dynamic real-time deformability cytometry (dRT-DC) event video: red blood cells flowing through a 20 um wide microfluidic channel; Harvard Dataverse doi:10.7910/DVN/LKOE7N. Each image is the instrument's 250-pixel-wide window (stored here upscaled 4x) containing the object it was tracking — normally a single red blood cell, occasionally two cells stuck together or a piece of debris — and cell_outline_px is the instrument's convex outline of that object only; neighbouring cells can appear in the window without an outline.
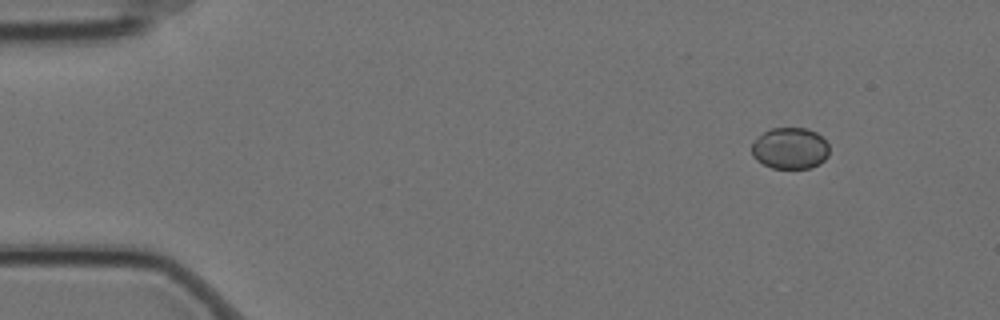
{"species": "Egyptian fruit bat (a non-hibernating species)", "species_latin": "Rousettus aegyptiacus", "temperature_condition": "cold", "stored_images_in_passage": 53, "camera_frame_rate_fps": 3000, "um_per_image_px": 0.085, "animal": {"sex": "female"}, "frame": {"image": 1, "passage_image": 1, "time_ms": 0.0, "image_size_px": [1000, 320], "cell_outline_px": [[828, 156], [820, 164], [808, 168], [772, 168], [756, 160], [752, 156], [752, 144], [764, 132], [772, 128], [808, 128], [816, 132], [828, 144]], "centroid_in_image_um": [67.16, 12.61], "position_along_channel_um": 17.8, "area_um2": 18.61}}
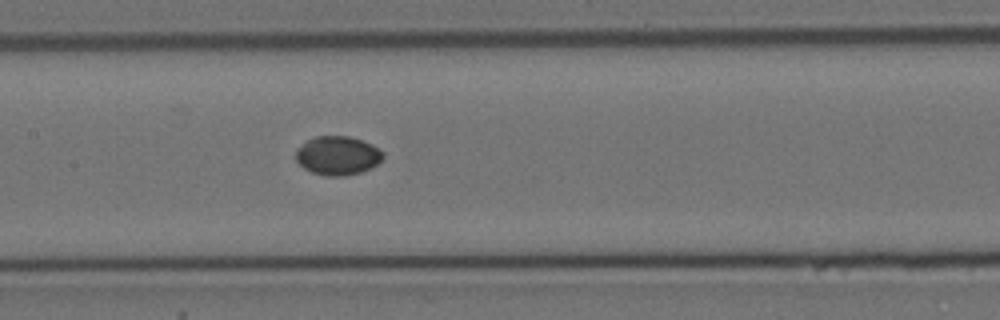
{"frame": {"image": 2, "passage_image": 23, "time_ms": 7.333, "image_size_px": [1000, 320], "cell_outline_px": [[384, 156], [372, 168], [360, 172], [344, 176], [328, 176], [312, 172], [304, 168], [296, 160], [296, 148], [308, 140], [316, 136], [348, 136], [372, 144], [384, 152]], "centroid_in_image_um": [28.7, 13.22], "position_along_channel_um": 178.7, "area_um2": 19.65}}
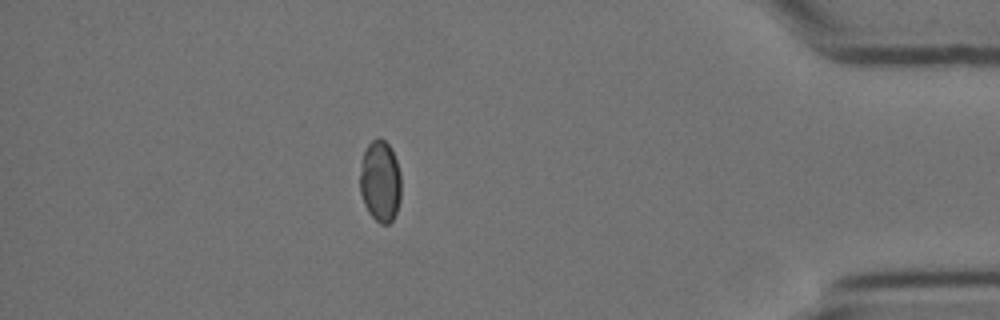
{"frame": {"image": 3, "passage_image": 46, "time_ms": 15.0, "image_size_px": [1000, 320], "cell_outline_px": [[400, 200], [396, 212], [392, 220], [388, 224], [380, 224], [368, 212], [364, 204], [360, 192], [360, 172], [364, 152], [368, 144], [376, 136], [380, 136], [392, 148], [400, 172]], "centroid_in_image_um": [32.32, 15.38], "position_along_channel_um": 402.9, "area_um2": 19.65}}